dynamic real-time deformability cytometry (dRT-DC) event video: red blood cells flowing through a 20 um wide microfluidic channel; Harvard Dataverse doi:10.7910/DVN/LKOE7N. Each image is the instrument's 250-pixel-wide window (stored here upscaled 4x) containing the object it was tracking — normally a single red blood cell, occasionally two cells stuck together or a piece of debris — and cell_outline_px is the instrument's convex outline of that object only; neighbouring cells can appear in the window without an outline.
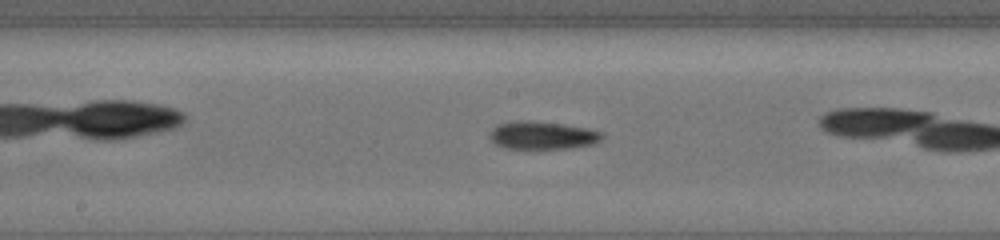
{"species": "common noctule bat (a hibernating species)", "species_latin": "Nyctalus noctula", "temperature_condition": "cold", "stored_images_in_passage": 28, "camera_frame_rate_fps": 3000, "um_per_image_px": 0.085, "animal": {"sex": "female", "body_mass_g": 19.5, "forearm_length_mm": 54.1}, "frame": {"image": 1, "passage_image": 13, "time_ms": 4.0, "image_size_px": [1000, 240], "cell_outline_px": [[604, 136], [600, 140], [592, 144], [572, 148], [504, 148], [496, 144], [488, 136], [488, 132], [492, 128], [500, 124], [516, 120], [532, 120], [564, 124], [588, 128], [604, 132]], "centroid_in_image_um": [46.11, 11.49], "position_along_channel_um": 202.1, "area_um2": 18.44}}